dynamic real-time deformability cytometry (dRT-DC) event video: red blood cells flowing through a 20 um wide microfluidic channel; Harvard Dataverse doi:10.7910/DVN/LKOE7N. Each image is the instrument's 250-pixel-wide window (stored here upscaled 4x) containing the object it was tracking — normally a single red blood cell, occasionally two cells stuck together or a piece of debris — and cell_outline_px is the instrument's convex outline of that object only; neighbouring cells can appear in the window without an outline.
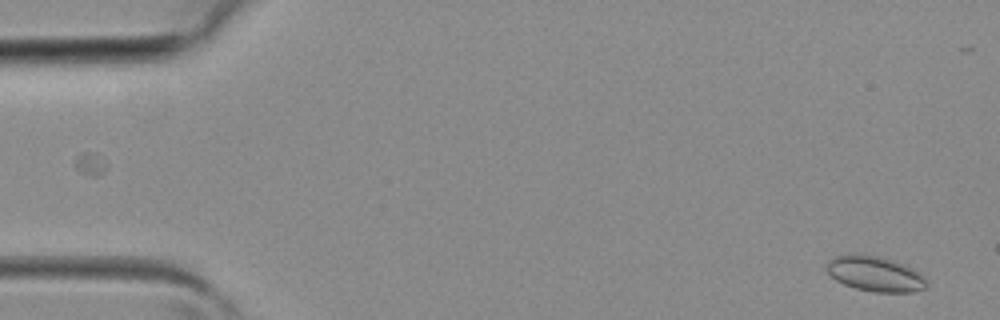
{"species": "common noctule bat (a hibernating species)", "species_latin": "Nyctalus noctula", "temperature_condition": "room temperature", "stored_images_in_passage": 9, "camera_frame_rate_fps": 3000, "um_per_image_px": 0.085, "animal": {"sex": "female", "body_mass_g": 19.3, "forearm_length_mm": 54.1}, "frame": {"image": 1, "passage_image": 2, "time_ms": 0.333, "image_size_px": [1000, 320], "cell_outline_px": [[928, 284], [924, 288], [912, 292], [872, 292], [856, 288], [844, 284], [836, 280], [824, 268], [828, 260], [836, 256], [848, 252], [864, 252], [896, 260], [912, 268], [924, 276]], "centroid_in_image_um": [74.34, 23.23], "position_along_channel_um": 10.7, "area_um2": 21.1}}